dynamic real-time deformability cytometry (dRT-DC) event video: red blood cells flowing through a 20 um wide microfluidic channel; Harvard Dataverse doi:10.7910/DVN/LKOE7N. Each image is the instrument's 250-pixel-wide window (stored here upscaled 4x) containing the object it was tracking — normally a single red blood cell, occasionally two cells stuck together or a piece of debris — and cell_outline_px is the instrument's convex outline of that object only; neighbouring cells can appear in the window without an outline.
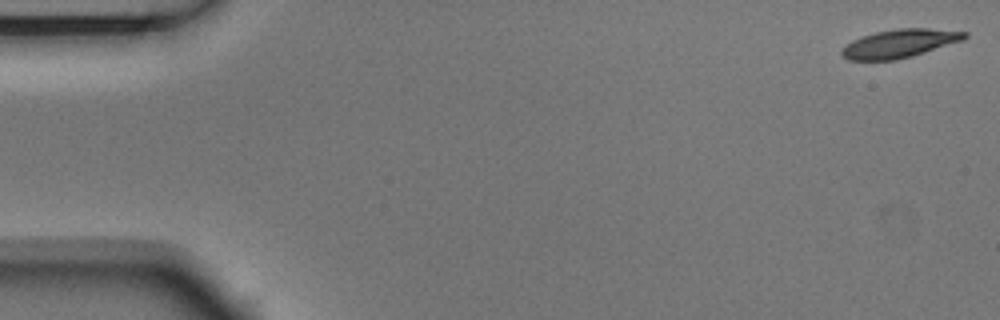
{"species": "Egyptian fruit bat (a non-hibernating species)", "species_latin": "Rousettus aegyptiacus", "temperature_condition": "room temperature", "stored_images_in_passage": 4, "camera_frame_rate_fps": 3000, "um_per_image_px": 0.085, "animal": {"sex": "male"}, "frame": {"image": 1, "passage_image": 1, "time_ms": 0.0, "image_size_px": [1000, 320], "cell_outline_px": [[968, 36], [964, 40], [912, 56], [896, 60], [848, 60], [840, 56], [840, 48], [852, 40], [876, 32], [896, 28], [928, 28], [968, 32]], "centroid_in_image_um": [76.44, 3.7], "position_along_channel_um": 8.6, "area_um2": 20.46}}